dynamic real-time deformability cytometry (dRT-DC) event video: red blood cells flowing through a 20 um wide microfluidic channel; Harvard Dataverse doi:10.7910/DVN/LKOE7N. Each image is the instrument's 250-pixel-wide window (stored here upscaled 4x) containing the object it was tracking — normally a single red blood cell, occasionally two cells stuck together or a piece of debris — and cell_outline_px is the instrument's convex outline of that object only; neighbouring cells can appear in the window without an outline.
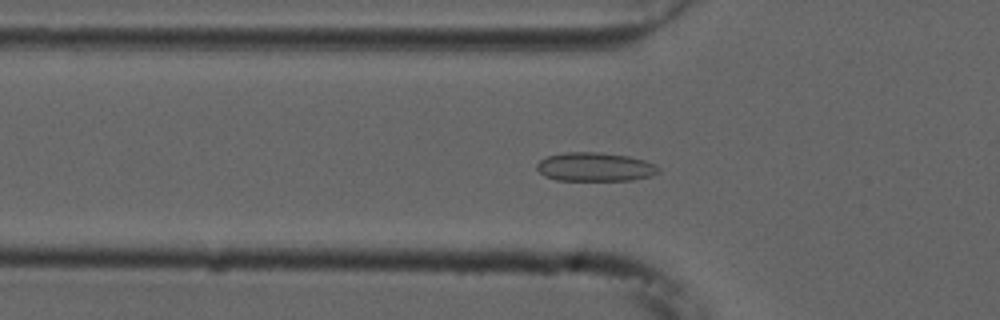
{"species": "common noctule bat (a hibernating species)", "species_latin": "Nyctalus noctula", "temperature_condition": "cold", "stored_images_in_passage": 54, "camera_frame_rate_fps": 3000, "um_per_image_px": 0.085, "animal": {"sex": "male", "forearm_length_mm": 52.5}, "frame": {"image": 1, "passage_image": 18, "time_ms": 5.667, "image_size_px": [1000, 320], "cell_outline_px": [[660, 172], [648, 176], [632, 180], [556, 180], [544, 176], [536, 168], [536, 164], [540, 160], [548, 156], [564, 152], [600, 152], [628, 156], [644, 160], [656, 164], [660, 168]], "centroid_in_image_um": [50.57, 14.18], "position_along_channel_um": 75.2, "area_um2": 20.46}}
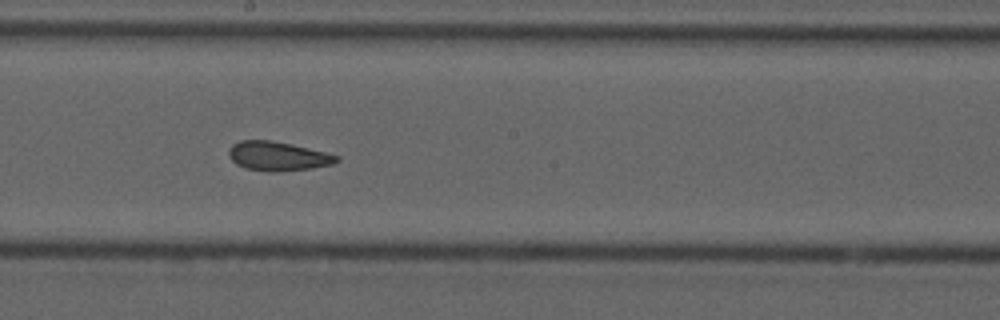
{"frame": {"image": 2, "passage_image": 30, "time_ms": 9.667, "image_size_px": [1000, 320], "cell_outline_px": [[340, 160], [332, 164], [312, 168], [276, 172], [272, 172], [244, 168], [236, 164], [228, 156], [228, 152], [232, 144], [240, 140], [272, 140], [292, 144], [340, 156]], "centroid_in_image_um": [23.59, 13.27], "position_along_channel_um": 224.6, "area_um2": 18.38}}
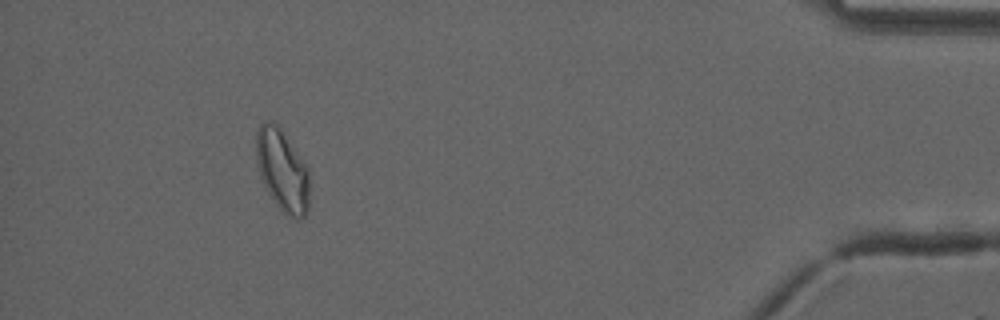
{"frame": {"image": 3, "passage_image": 50, "time_ms": 16.333, "image_size_px": [1000, 320], "cell_outline_px": [[308, 208], [304, 216], [300, 220], [296, 220], [288, 216], [276, 204], [268, 192], [260, 176], [256, 160], [256, 132], [260, 124], [264, 120], [272, 120], [280, 128], [308, 168]], "centroid_in_image_um": [23.98, 14.47], "position_along_channel_um": 411.2, "area_um2": 25.26}, "authors_computed_cell_mechanics": {"area_um2": 20.5479, "velocity_mm_per_s": 3.7251, "shape_relaxation_time_tau1_ms": null, "shape_relaxation_time_tau2_ms": 2.291, "deformation_change_tau1": null, "deformation_change_tau2": 0.0647}}